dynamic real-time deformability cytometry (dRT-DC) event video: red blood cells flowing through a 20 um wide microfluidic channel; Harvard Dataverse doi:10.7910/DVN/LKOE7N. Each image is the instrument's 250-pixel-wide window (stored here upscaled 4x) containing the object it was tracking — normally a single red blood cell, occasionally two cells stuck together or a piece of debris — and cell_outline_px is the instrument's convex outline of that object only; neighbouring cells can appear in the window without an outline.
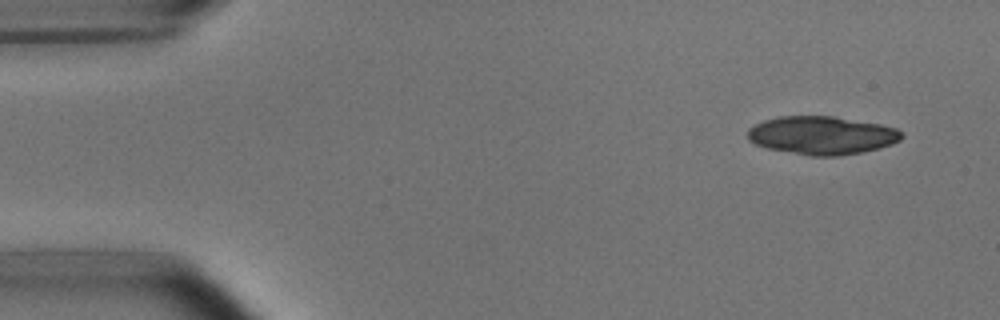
{"species": "common noctule bat (a hibernating species)", "species_latin": "Nyctalus noctula", "temperature_condition": "room temperature", "stored_images_in_passage": 5, "camera_frame_rate_fps": 3000, "um_per_image_px": 0.085, "animal": {"sex": "male", "body_mass_g": 15.6}, "frame": {"image": 1, "passage_image": 1, "time_ms": 0.0, "image_size_px": [1000, 320], "cell_outline_px": [[904, 136], [900, 140], [892, 144], [880, 148], [860, 152], [836, 156], [808, 156], [768, 148], [756, 144], [748, 140], [748, 128], [764, 120], [780, 116], [836, 116], [880, 124], [896, 128], [904, 132]], "centroid_in_image_um": [69.88, 11.5], "position_along_channel_um": 15.1, "area_um2": 34.45}}
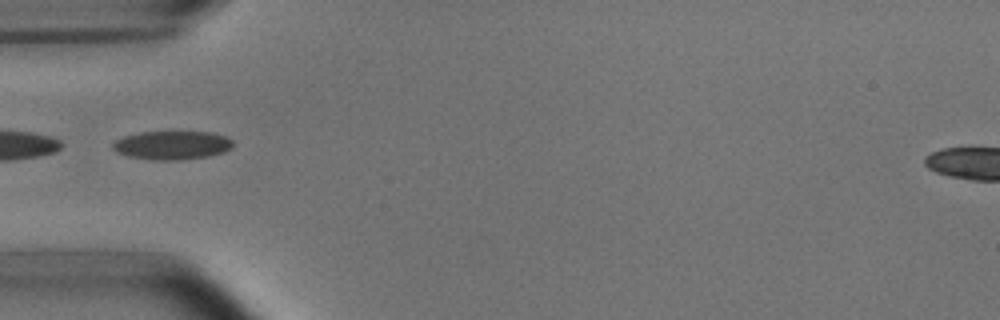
{"frame": {"image": 2, "passage_image": 5, "time_ms": 4.333, "image_size_px": [1000, 320], "cell_outline_px": [[232, 148], [224, 152], [208, 156], [180, 160], [152, 160], [128, 156], [116, 152], [112, 148], [112, 144], [116, 140], [124, 136], [140, 132], [212, 132], [228, 136], [232, 140]], "centroid_in_image_um": [14.64, 12.34], "position_along_channel_um": 70.4, "area_um2": 20.17}}